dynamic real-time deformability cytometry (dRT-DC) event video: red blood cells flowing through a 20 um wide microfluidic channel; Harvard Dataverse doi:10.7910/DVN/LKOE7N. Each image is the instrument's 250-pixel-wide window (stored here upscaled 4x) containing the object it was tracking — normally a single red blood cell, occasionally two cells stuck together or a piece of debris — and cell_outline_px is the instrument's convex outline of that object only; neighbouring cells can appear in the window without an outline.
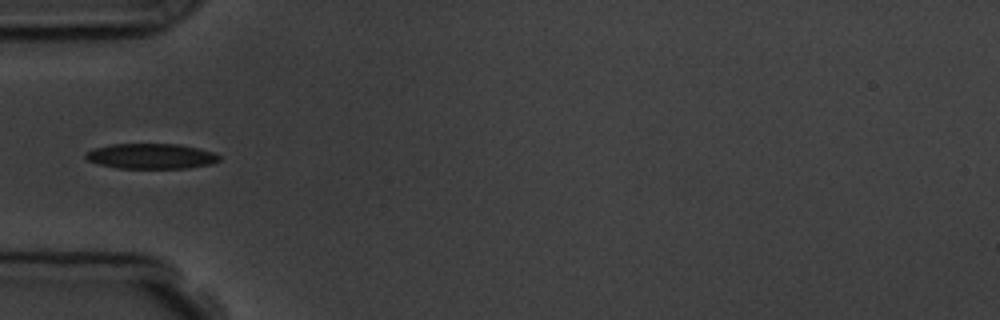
{"species": "common noctule bat (a hibernating species)", "species_latin": "Nyctalus noctula", "temperature_condition": "room temperature", "stored_images_in_passage": 9, "camera_frame_rate_fps": 3000, "um_per_image_px": 0.085, "animal": {"sex": "male", "body_mass_g": 19.5, "forearm_length_mm": 54.6}, "frame": {"image": 1, "passage_image": 6, "time_ms": 5.667, "image_size_px": [1000, 320], "cell_outline_px": [[220, 160], [212, 164], [188, 168], [116, 168], [100, 164], [88, 160], [84, 156], [84, 152], [92, 148], [112, 144], [180, 144], [216, 152], [220, 156]], "centroid_in_image_um": [12.85, 13.27], "position_along_channel_um": 72.1, "area_um2": 19.88}}